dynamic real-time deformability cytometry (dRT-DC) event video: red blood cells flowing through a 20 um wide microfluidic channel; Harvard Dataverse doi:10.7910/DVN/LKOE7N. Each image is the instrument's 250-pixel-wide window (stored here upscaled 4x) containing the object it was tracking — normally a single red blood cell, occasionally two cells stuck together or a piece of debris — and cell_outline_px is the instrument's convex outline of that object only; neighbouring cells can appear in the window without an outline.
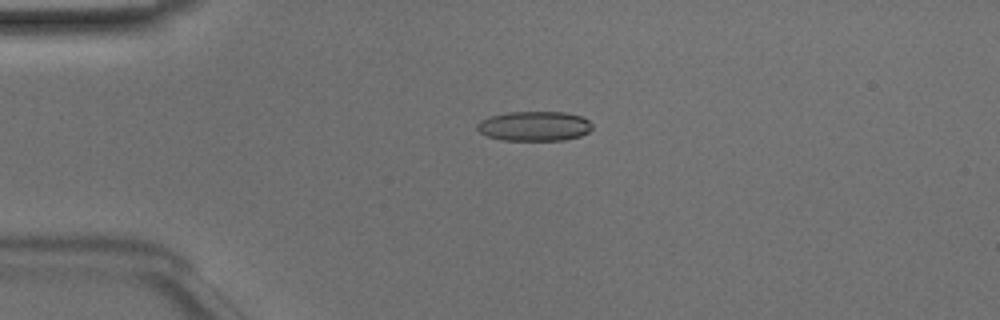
{"species": "Egyptian fruit bat (a non-hibernating species)", "species_latin": "Rousettus aegyptiacus", "temperature_condition": "room temperature", "stored_images_in_passage": 47, "camera_frame_rate_fps": 3000, "um_per_image_px": 0.085, "animal": {"sex": "male"}, "frame": {"image": 1, "passage_image": 9, "time_ms": 2.667, "image_size_px": [1000, 320], "cell_outline_px": [[592, 128], [588, 132], [580, 136], [564, 140], [500, 140], [488, 136], [480, 132], [476, 128], [476, 124], [480, 120], [488, 116], [508, 112], [564, 112], [580, 116], [588, 120], [592, 124]], "centroid_in_image_um": [45.39, 10.72], "position_along_channel_um": 39.6, "area_um2": 20.0}}
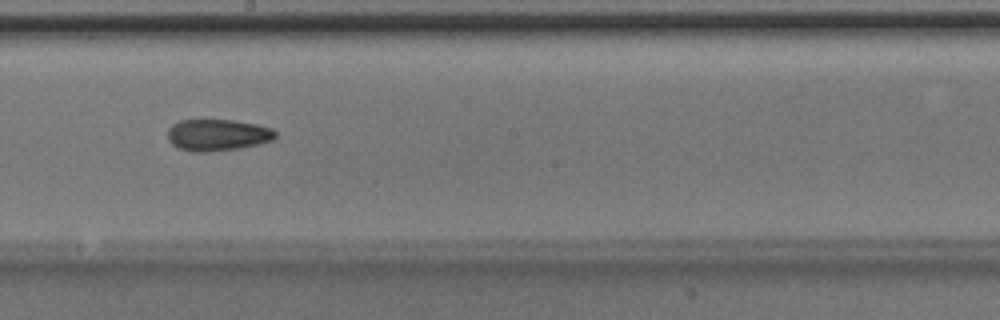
{"frame": {"image": 2, "passage_image": 25, "time_ms": 8.0, "image_size_px": [1000, 320], "cell_outline_px": [[276, 136], [272, 140], [260, 144], [240, 148], [208, 152], [192, 152], [180, 148], [172, 144], [168, 140], [168, 128], [172, 124], [180, 120], [232, 120], [256, 124], [272, 128], [276, 132]], "centroid_in_image_um": [18.49, 11.47], "position_along_channel_um": 229.7, "area_um2": 19.94}}
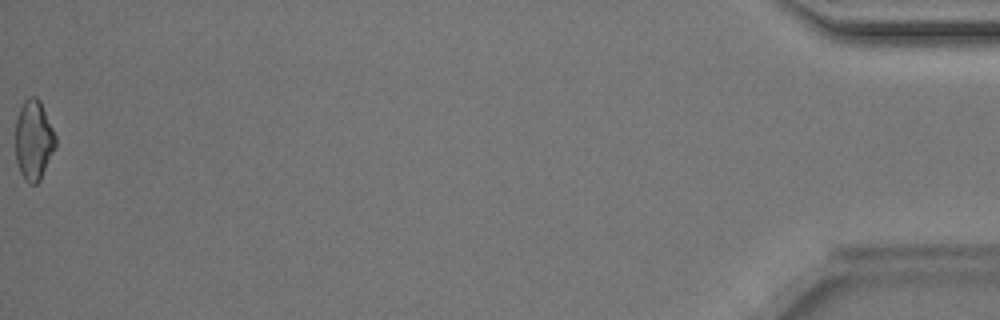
{"frame": {"image": 3, "passage_image": 47, "time_ms": 15.333, "image_size_px": [1000, 320], "cell_outline_px": [[56, 148], [40, 180], [36, 184], [28, 184], [24, 180], [20, 172], [16, 160], [16, 116], [24, 100], [28, 96], [36, 96], [40, 100], [56, 136]], "centroid_in_image_um": [2.87, 11.91], "position_along_channel_um": 432.3, "area_um2": 18.9}, "authors_computed_cell_mechanics": {"area_um2": 19.363, "velocity_mm_per_s": 4.1281, "shape_relaxation_time_tau1_ms": 3.4019, "shape_relaxation_time_tau2_ms": 5.9075, "deformation_change_tau1": 0.1354, "deformation_change_tau2": 0.1503}}